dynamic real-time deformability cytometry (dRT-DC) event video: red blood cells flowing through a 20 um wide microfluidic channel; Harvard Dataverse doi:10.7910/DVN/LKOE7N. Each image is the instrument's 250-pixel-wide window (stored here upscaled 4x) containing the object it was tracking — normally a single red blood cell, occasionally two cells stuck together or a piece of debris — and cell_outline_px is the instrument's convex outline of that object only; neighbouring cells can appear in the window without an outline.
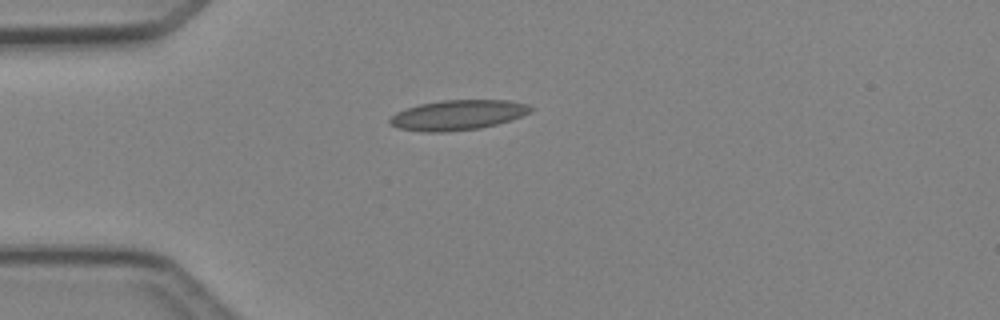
{"species": "Egyptian fruit bat (a non-hibernating species)", "species_latin": "Rousettus aegyptiacus", "temperature_condition": "cold", "stored_images_in_passage": 36, "camera_frame_rate_fps": 3000, "um_per_image_px": 0.085, "animal": {"sex": "female"}, "frame": {"image": 1, "passage_image": 1, "time_ms": 0.0, "image_size_px": [1000, 320], "cell_outline_px": [[532, 112], [496, 124], [480, 128], [444, 132], [424, 132], [396, 128], [388, 124], [388, 120], [396, 112], [420, 104], [440, 100], [508, 100], [528, 104], [532, 108]], "centroid_in_image_um": [38.87, 9.78], "position_along_channel_um": 46.1, "area_um2": 24.62}}
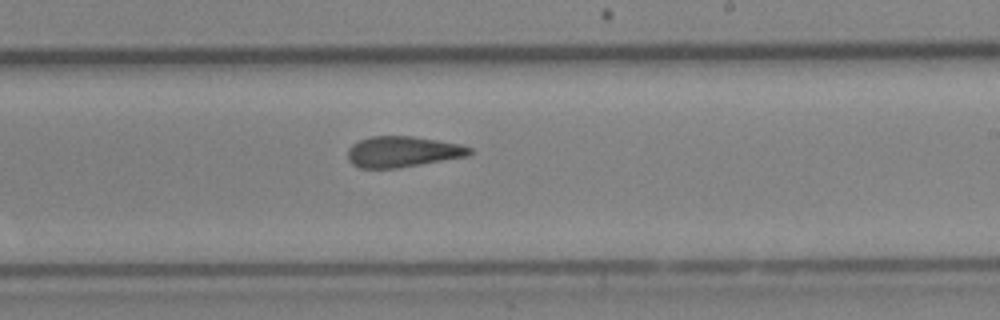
{"frame": {"image": 2, "passage_image": 17, "time_ms": 5.333, "image_size_px": [1000, 320], "cell_outline_px": [[472, 152], [468, 156], [400, 168], [360, 168], [352, 164], [348, 160], [348, 148], [352, 144], [360, 140], [372, 136], [412, 136], [460, 144], [472, 148]], "centroid_in_image_um": [34.22, 12.9], "position_along_channel_um": 254.8, "area_um2": 21.96}}
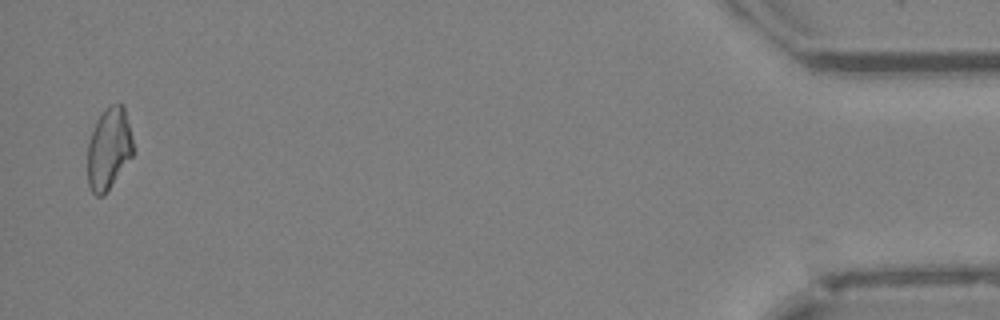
{"frame": {"image": 3, "passage_image": 35, "time_ms": 11.333, "image_size_px": [1000, 320], "cell_outline_px": [[132, 156], [104, 196], [96, 196], [92, 192], [88, 184], [88, 144], [96, 120], [104, 108], [112, 104], [124, 104], [132, 140]], "centroid_in_image_um": [9.24, 12.63], "position_along_channel_um": 426.0, "area_um2": 21.56}, "authors_computed_cell_mechanics": {"area_um2": 22.3975, "velocity_mm_per_s": 4.2777, "shape_relaxation_time_tau1_ms": null, "shape_relaxation_time_tau2_ms": 3.0535, "deformation_change_tau1": null, "deformation_change_tau2": 0.1078}}